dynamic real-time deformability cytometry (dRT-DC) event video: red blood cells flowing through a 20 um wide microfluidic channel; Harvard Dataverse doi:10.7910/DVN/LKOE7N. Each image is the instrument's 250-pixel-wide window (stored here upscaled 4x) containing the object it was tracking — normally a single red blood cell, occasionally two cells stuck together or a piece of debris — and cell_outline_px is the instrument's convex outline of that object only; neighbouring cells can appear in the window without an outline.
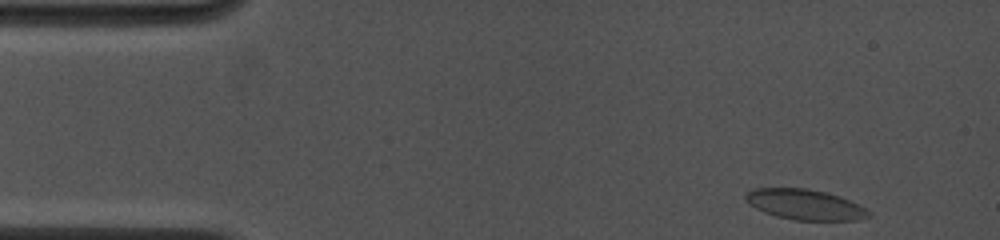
{"species": "common noctule bat (a hibernating species)", "species_latin": "Nyctalus noctula", "temperature_condition": "cold", "stored_images_in_passage": 64, "camera_frame_rate_fps": 4500, "um_per_image_px": 0.085, "animal": {"sex": "female", "body_mass_g": 19.0, "forearm_length_mm": 53.3}, "frame": {"image": 1, "passage_image": 1, "time_ms": 0.0, "image_size_px": [1000, 240], "cell_outline_px": [[872, 216], [856, 220], [796, 220], [776, 216], [764, 212], [748, 204], [744, 200], [744, 192], [752, 188], [808, 188], [840, 196], [872, 212]], "centroid_in_image_um": [68.37, 17.38], "position_along_channel_um": 16.6, "area_um2": 21.91}}
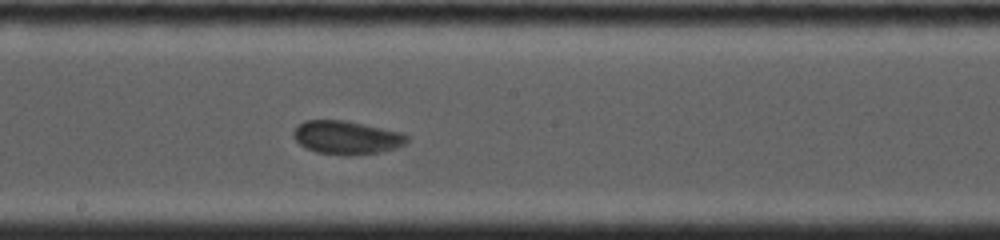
{"frame": {"image": 2, "passage_image": 34, "time_ms": 7.333, "image_size_px": [1000, 240], "cell_outline_px": [[408, 140], [404, 144], [396, 148], [380, 152], [348, 156], [316, 152], [304, 148], [292, 136], [292, 132], [304, 120], [344, 120], [400, 132], [408, 136]], "centroid_in_image_um": [29.43, 11.7], "position_along_channel_um": 218.8, "area_um2": 22.08}}
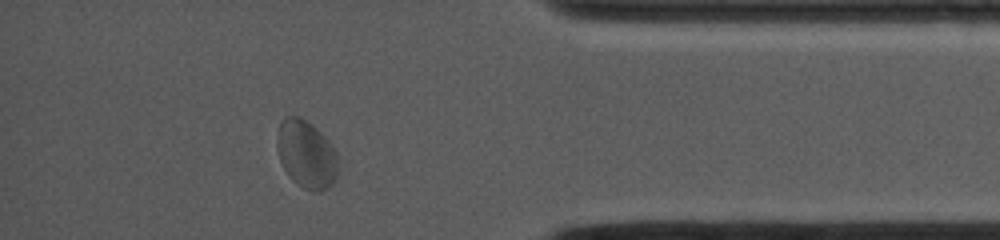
{"frame": {"image": 3, "passage_image": 57, "time_ms": 12.444, "image_size_px": [1000, 240], "cell_outline_px": [[336, 180], [328, 188], [316, 192], [304, 188], [296, 184], [288, 176], [280, 160], [276, 148], [276, 136], [280, 120], [284, 116], [300, 116], [312, 124], [336, 148]], "centroid_in_image_um": [26.0, 13.09], "position_along_channel_um": 409.2, "area_um2": 24.39}, "authors_computed_cell_mechanics": {"area_um2": 21.8773, "velocity_mm_per_s": 3.9911, "shape_relaxation_time_tau1_ms": 4.1334, "shape_relaxation_time_tau2_ms": 0.7447, "deformation_change_tau1": 0.0835, "deformation_change_tau2": 0.0472}}